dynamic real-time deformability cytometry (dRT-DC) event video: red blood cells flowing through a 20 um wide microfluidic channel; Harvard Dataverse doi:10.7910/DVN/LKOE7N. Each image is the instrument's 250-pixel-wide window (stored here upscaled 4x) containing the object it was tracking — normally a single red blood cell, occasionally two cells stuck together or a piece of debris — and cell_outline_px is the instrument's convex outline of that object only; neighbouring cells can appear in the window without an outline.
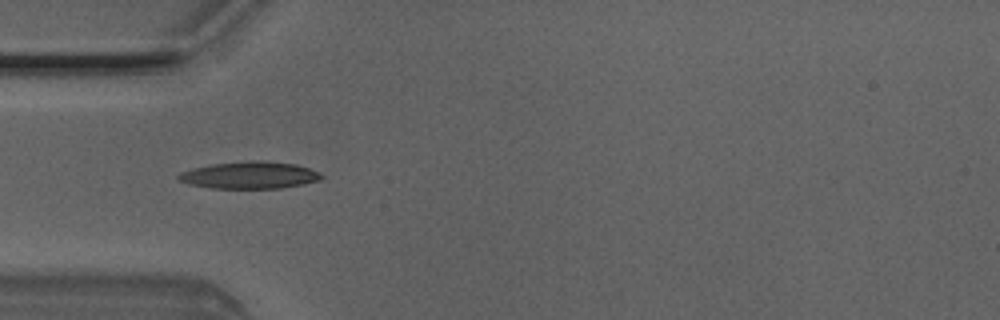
{"species": "Egyptian fruit bat (a non-hibernating species)", "species_latin": "Rousettus aegyptiacus", "temperature_condition": "room temperature", "stored_images_in_passage": 5, "camera_frame_rate_fps": 3000, "um_per_image_px": 0.085, "animal": {"sex": "male"}, "frame": {"image": 1, "passage_image": 3, "time_ms": 0.667, "image_size_px": [1000, 320], "cell_outline_px": [[324, 176], [320, 180], [304, 184], [280, 188], [208, 188], [188, 184], [176, 180], [176, 176], [180, 172], [192, 168], [212, 164], [252, 160], [268, 160], [296, 164], [320, 172]], "centroid_in_image_um": [21.2, 14.88], "position_along_channel_um": 63.8, "area_um2": 22.89}}